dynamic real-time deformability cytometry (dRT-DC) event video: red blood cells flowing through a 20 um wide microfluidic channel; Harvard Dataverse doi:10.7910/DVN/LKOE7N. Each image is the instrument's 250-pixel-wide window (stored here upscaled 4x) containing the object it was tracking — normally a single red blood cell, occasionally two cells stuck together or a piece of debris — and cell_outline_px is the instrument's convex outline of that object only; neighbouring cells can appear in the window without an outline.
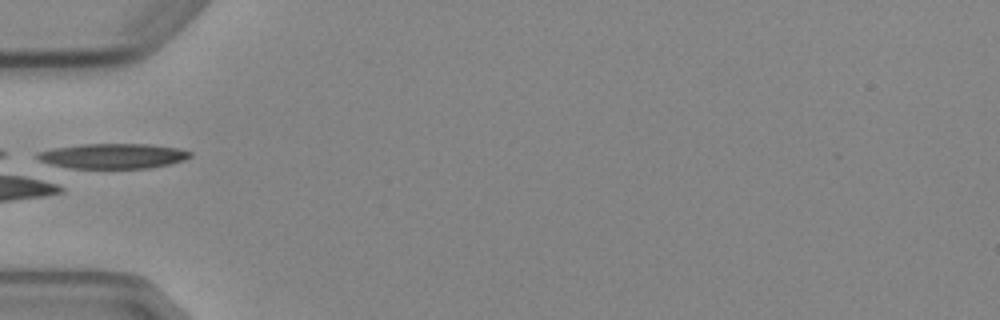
{"species": "Egyptian fruit bat (a non-hibernating species)", "species_latin": "Rousettus aegyptiacus", "temperature_condition": "cold", "stored_images_in_passage": 6, "camera_frame_rate_fps": 3000, "um_per_image_px": 0.085, "animal": {"sex": "female"}, "frame": {"image": 1, "passage_image": 6, "time_ms": 6.0, "image_size_px": [1000, 320], "cell_outline_px": [[192, 156], [184, 160], [168, 164], [148, 168], [72, 168], [52, 164], [40, 160], [36, 156], [36, 152], [52, 148], [80, 144], [148, 144], [180, 148], [192, 152]], "centroid_in_image_um": [9.62, 13.25], "position_along_channel_um": 75.4, "area_um2": 22.31}}